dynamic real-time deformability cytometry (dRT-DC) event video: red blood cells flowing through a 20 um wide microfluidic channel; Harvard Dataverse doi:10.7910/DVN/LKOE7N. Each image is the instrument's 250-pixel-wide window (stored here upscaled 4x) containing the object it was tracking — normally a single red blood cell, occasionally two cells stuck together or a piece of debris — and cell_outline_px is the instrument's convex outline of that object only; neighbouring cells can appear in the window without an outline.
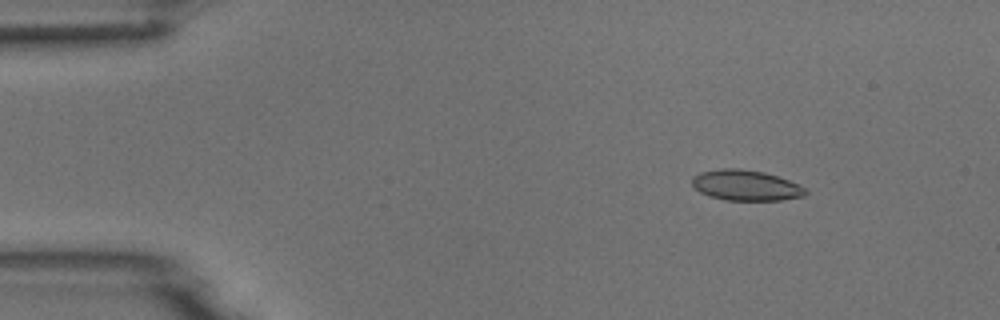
{"species": "common noctule bat (a hibernating species)", "species_latin": "Nyctalus noctula", "temperature_condition": "room temperature", "stored_images_in_passage": 8, "camera_frame_rate_fps": 3000, "um_per_image_px": 0.085, "animal": {"sex": "male", "body_mass_g": 18.8}, "frame": {"image": 1, "passage_image": 2, "time_ms": 0.333, "image_size_px": [1000, 320], "cell_outline_px": [[808, 192], [804, 196], [780, 200], [724, 200], [708, 196], [700, 192], [692, 184], [692, 176], [700, 172], [720, 168], [740, 168], [764, 172], [788, 180], [804, 188]], "centroid_in_image_um": [63.35, 15.75], "position_along_channel_um": 21.6, "area_um2": 20.17}}
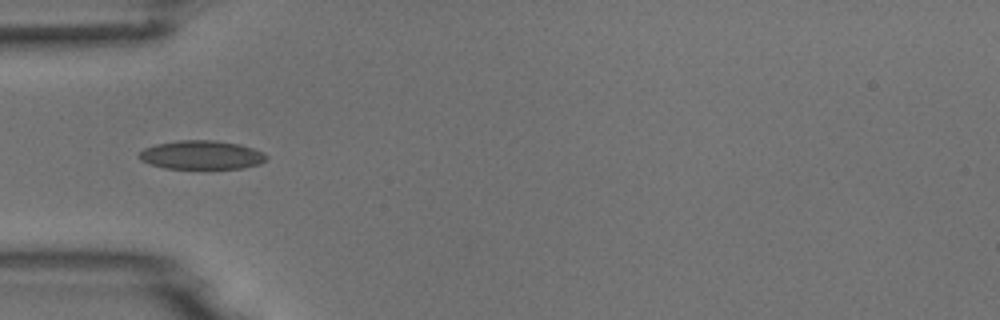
{"frame": {"image": 2, "passage_image": 5, "time_ms": 1.333, "image_size_px": [1000, 320], "cell_outline_px": [[268, 160], [260, 164], [244, 168], [164, 168], [148, 164], [140, 160], [136, 156], [144, 148], [156, 144], [176, 140], [216, 140], [240, 144], [264, 152], [268, 156]], "centroid_in_image_um": [17.13, 13.17], "position_along_channel_um": 67.9, "area_um2": 21.62}}